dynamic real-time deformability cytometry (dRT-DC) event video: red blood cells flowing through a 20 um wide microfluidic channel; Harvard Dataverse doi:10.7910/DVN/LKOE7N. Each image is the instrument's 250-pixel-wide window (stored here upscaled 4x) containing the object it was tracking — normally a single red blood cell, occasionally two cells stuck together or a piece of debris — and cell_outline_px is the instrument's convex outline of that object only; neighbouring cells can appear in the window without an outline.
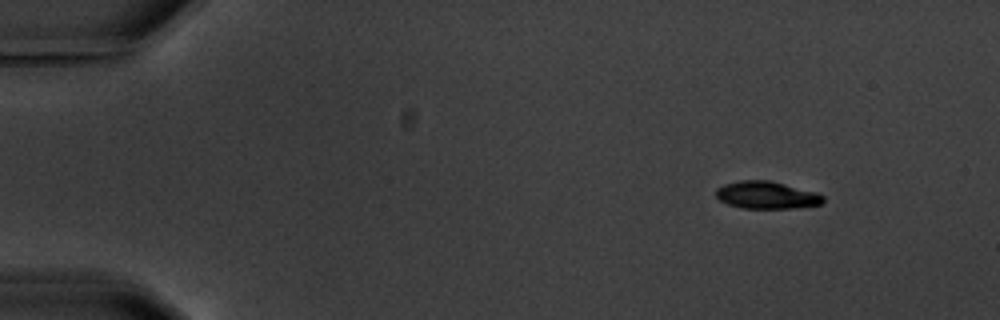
{"species": "common noctule bat (a hibernating species)", "species_latin": "Nyctalus noctula", "temperature_condition": "warm", "stored_images_in_passage": 4, "camera_frame_rate_fps": 3000, "um_per_image_px": 0.085, "animal": {"sex": "male", "body_mass_g": 20.1, "forearm_length_mm": 53.5}, "frame": {"image": 1, "passage_image": 1, "time_ms": 0.0, "image_size_px": [1000, 320], "cell_outline_px": [[824, 200], [820, 204], [792, 208], [740, 208], [728, 204], [720, 200], [716, 196], [716, 188], [724, 184], [740, 180], [772, 180], [816, 192], [824, 196]], "centroid_in_image_um": [65.15, 16.57], "position_along_channel_um": 19.9, "area_um2": 17.17}}
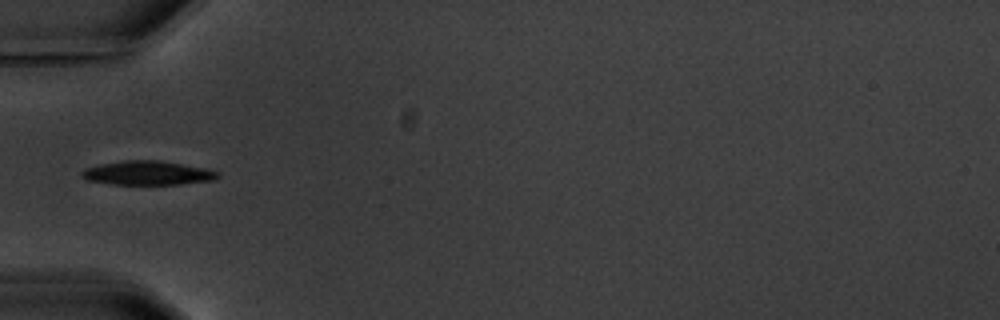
{"frame": {"image": 2, "passage_image": 4, "time_ms": 4.333, "image_size_px": [1000, 320], "cell_outline_px": [[220, 176], [216, 180], [180, 184], [112, 184], [84, 180], [80, 176], [80, 172], [84, 168], [100, 164], [124, 160], [160, 160], [204, 168], [220, 172]], "centroid_in_image_um": [12.52, 14.7], "position_along_channel_um": 72.5, "area_um2": 19.25}}